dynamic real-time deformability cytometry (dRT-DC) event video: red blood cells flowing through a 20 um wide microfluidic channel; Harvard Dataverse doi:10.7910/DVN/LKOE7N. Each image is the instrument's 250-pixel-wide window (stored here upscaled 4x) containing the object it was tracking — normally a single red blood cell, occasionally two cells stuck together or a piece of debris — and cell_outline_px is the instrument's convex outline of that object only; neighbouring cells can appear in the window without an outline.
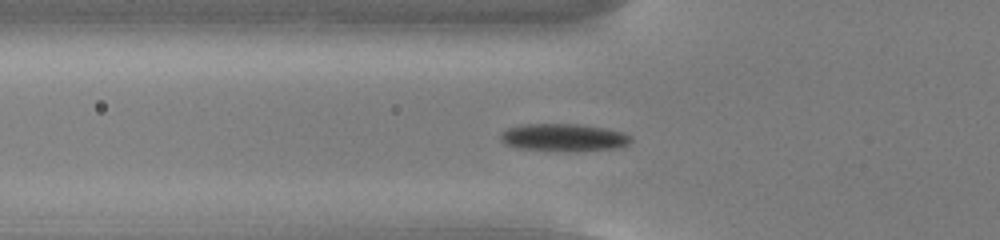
{"species": "common noctule bat (a hibernating species)", "species_latin": "Nyctalus noctula", "temperature_condition": "cold", "stored_images_in_passage": 57, "segment_of_instrument_passage": [1, 2], "camera_frame_rate_fps": 3000, "um_per_image_px": 0.085, "animal": {"sex": "male", "body_mass_g": 13.0, "forearm_length_mm": 53.1}, "frame": {"image": 1, "passage_image": 20, "time_ms": 6.333, "image_size_px": [1000, 240], "cell_outline_px": [[632, 140], [628, 144], [616, 148], [516, 148], [504, 144], [500, 140], [500, 132], [508, 128], [520, 124], [580, 124], [608, 128], [624, 132], [632, 136]], "centroid_in_image_um": [47.88, 11.61], "position_along_channel_um": 77.9, "area_um2": 20.0}}
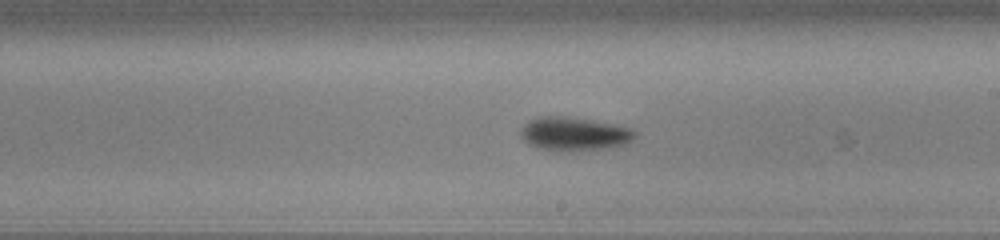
{"frame": {"image": 2, "passage_image": 33, "time_ms": 10.667, "image_size_px": [1000, 240], "cell_outline_px": [[636, 136], [632, 140], [624, 144], [604, 148], [572, 152], [560, 152], [536, 148], [528, 144], [520, 136], [520, 128], [528, 120], [540, 116], [564, 116], [592, 120], [632, 128], [636, 132]], "centroid_in_image_um": [48.74, 11.39], "position_along_channel_um": 240.3, "area_um2": 22.72}}
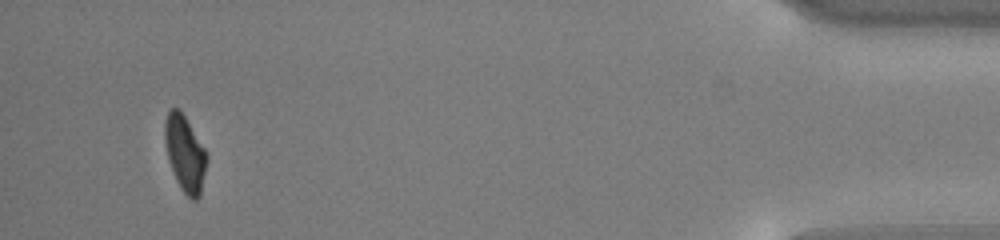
{"frame": {"image": 3, "passage_image": 53, "time_ms": 17.333, "image_size_px": [1000, 240], "cell_outline_px": [[208, 156], [200, 196], [196, 200], [192, 200], [180, 188], [176, 180], [168, 160], [164, 140], [164, 124], [168, 108], [180, 108], [204, 148]], "centroid_in_image_um": [15.7, 13.02], "position_along_channel_um": 419.5, "area_um2": 18.67}}